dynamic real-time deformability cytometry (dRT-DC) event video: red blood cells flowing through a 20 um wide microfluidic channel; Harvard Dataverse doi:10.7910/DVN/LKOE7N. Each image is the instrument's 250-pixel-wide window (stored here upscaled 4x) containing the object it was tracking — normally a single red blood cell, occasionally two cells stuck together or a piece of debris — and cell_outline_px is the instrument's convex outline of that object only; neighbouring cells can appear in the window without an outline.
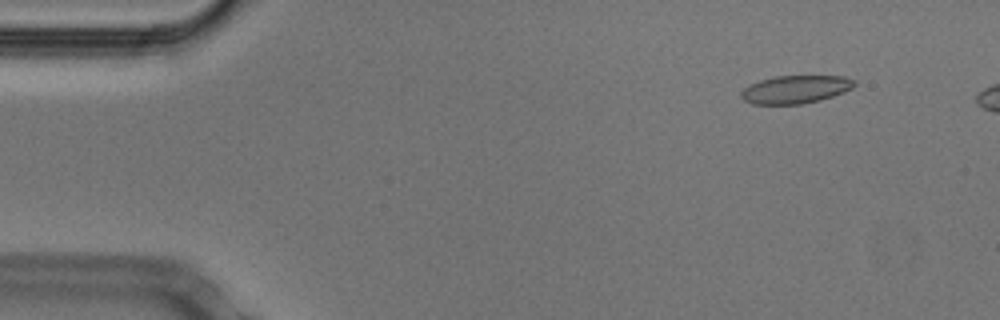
{"species": "Egyptian fruit bat (a non-hibernating species)", "species_latin": "Rousettus aegyptiacus", "temperature_condition": "cold", "stored_images_in_passage": 48, "camera_frame_rate_fps": 3000, "um_per_image_px": 0.085, "animal": {"sex": "male"}, "frame": {"image": 1, "passage_image": 5, "time_ms": 1.333, "image_size_px": [1000, 320], "cell_outline_px": [[856, 84], [852, 88], [844, 92], [820, 100], [804, 104], [752, 104], [744, 100], [740, 96], [740, 92], [744, 88], [760, 80], [776, 76], [844, 76], [856, 80]], "centroid_in_image_um": [67.63, 7.6], "position_along_channel_um": 17.4, "area_um2": 18.5}}
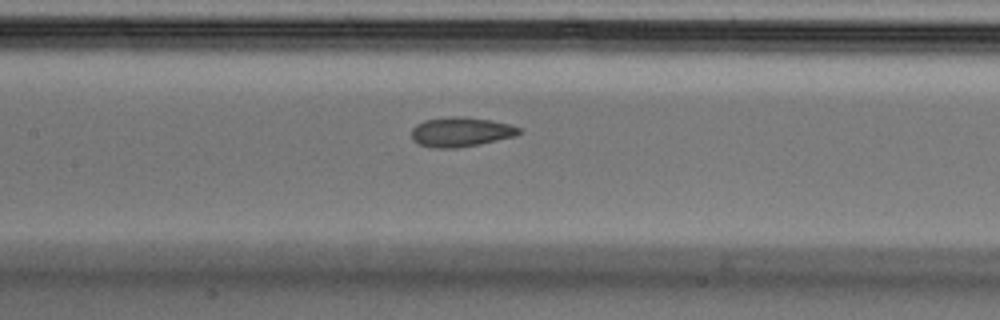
{"frame": {"image": 2, "passage_image": 24, "time_ms": 7.667, "image_size_px": [1000, 320], "cell_outline_px": [[520, 132], [516, 136], [480, 144], [456, 148], [432, 148], [416, 144], [412, 140], [412, 128], [416, 124], [424, 120], [452, 116], [464, 116], [488, 120], [508, 124], [520, 128]], "centroid_in_image_um": [39.12, 11.22], "position_along_channel_um": 168.3, "area_um2": 18.61}}
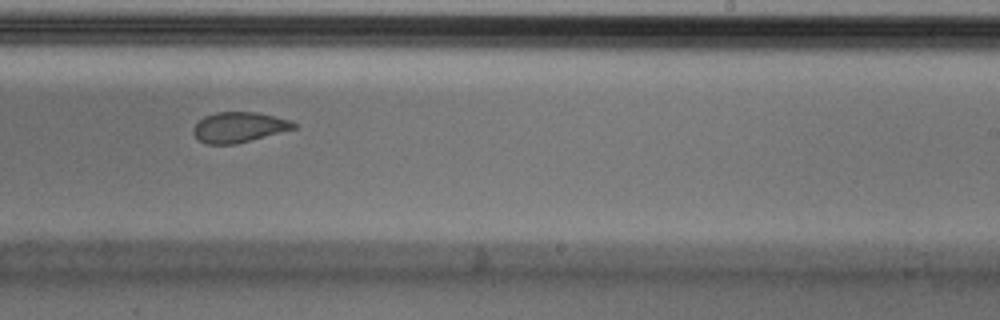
{"frame": {"image": 3, "passage_image": 32, "time_ms": 10.333, "image_size_px": [1000, 320], "cell_outline_px": [[296, 128], [236, 144], [204, 144], [196, 140], [192, 132], [192, 128], [204, 116], [216, 112], [256, 112], [288, 120], [296, 124]], "centroid_in_image_um": [20.23, 10.83], "position_along_channel_um": 268.8, "area_um2": 17.69}}